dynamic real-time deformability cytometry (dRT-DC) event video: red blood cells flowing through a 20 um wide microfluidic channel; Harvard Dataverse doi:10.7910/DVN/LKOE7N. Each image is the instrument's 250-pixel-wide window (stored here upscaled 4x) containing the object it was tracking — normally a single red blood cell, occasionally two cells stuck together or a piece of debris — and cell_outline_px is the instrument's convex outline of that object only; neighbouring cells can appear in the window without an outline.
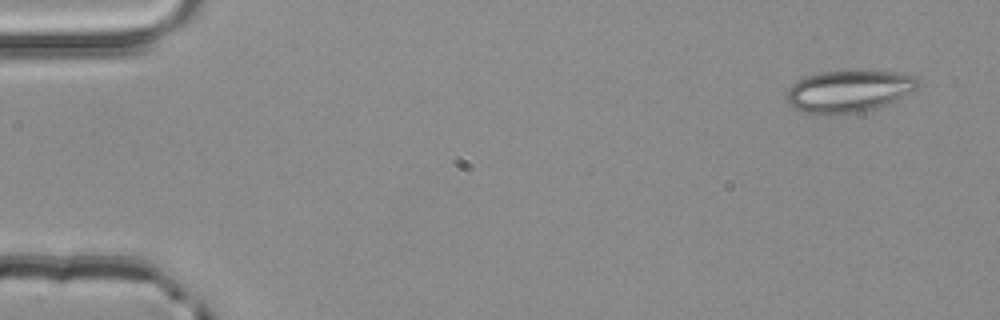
{"species": "common noctule bat (a hibernating species)", "species_latin": "Nyctalus noctula", "temperature_condition": "room temperature", "stored_images_in_passage": 5, "camera_frame_rate_fps": 3000, "um_per_image_px": 0.085, "animal": {"sex": "male", "body_mass_g": 20.4}, "frame": {"image": 1, "passage_image": 1, "time_ms": 0.0, "image_size_px": [1000, 320], "cell_outline_px": [[920, 84], [916, 88], [876, 108], [864, 112], [812, 116], [796, 108], [784, 96], [788, 88], [792, 84], [808, 76], [824, 72], [896, 72], [916, 76]], "centroid_in_image_um": [72.09, 7.78], "position_along_channel_um": 12.9, "area_um2": 31.56}}
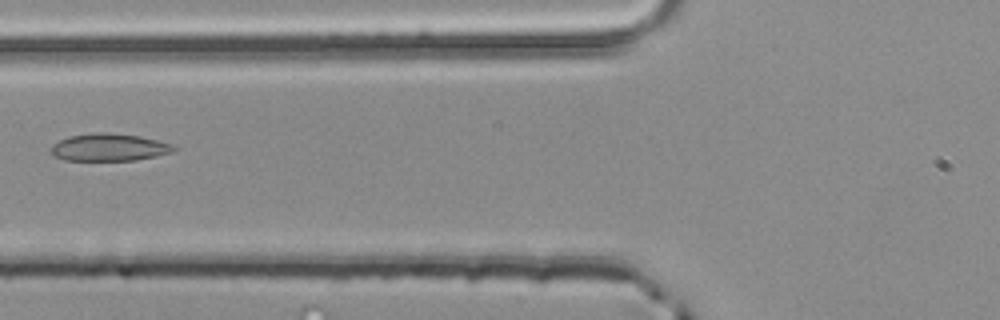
{"frame": {"image": 2, "passage_image": 5, "time_ms": 1.333, "image_size_px": [1000, 320], "cell_outline_px": [[176, 148], [172, 152], [156, 156], [136, 160], [64, 160], [56, 156], [52, 152], [52, 144], [68, 136], [92, 132], [108, 132], [140, 136], [172, 144]], "centroid_in_image_um": [9.27, 12.51], "position_along_channel_um": 116.5, "area_um2": 19.54}}